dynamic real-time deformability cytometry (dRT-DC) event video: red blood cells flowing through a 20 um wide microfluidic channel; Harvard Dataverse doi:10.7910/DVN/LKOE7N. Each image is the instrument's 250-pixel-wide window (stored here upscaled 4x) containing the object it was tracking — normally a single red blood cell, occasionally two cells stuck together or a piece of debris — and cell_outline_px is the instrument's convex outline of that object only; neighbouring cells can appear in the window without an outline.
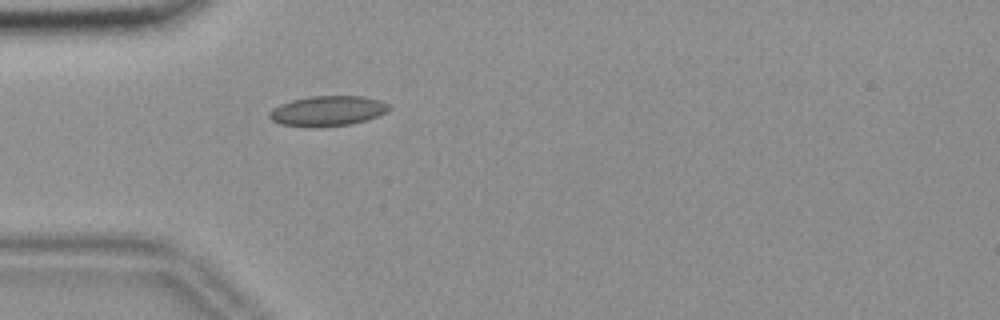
{"species": "common noctule bat (a hibernating species)", "species_latin": "Nyctalus noctula", "temperature_condition": "room temperature", "stored_images_in_passage": 40, "camera_frame_rate_fps": 3000, "um_per_image_px": 0.085, "animal": {"sex": "female", "body_mass_g": 18.4}, "frame": {"image": 1, "passage_image": 1, "time_ms": 0.0, "image_size_px": [1000, 320], "cell_outline_px": [[392, 108], [388, 112], [352, 124], [324, 128], [312, 128], [280, 124], [272, 120], [268, 116], [268, 112], [272, 108], [280, 104], [292, 100], [308, 96], [364, 96], [380, 100], [388, 104]], "centroid_in_image_um": [27.83, 9.44], "position_along_channel_um": 57.2, "area_um2": 21.44}}
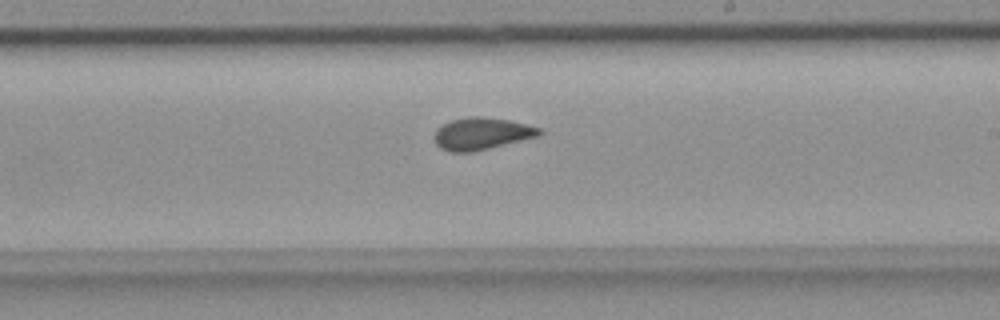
{"frame": {"image": 2, "passage_image": 17, "time_ms": 5.333, "image_size_px": [1000, 320], "cell_outline_px": [[544, 132], [540, 136], [472, 152], [452, 152], [440, 148], [436, 144], [436, 128], [452, 120], [468, 116], [484, 116], [508, 120], [540, 128]], "centroid_in_image_um": [40.96, 11.36], "position_along_channel_um": 248.0, "area_um2": 19.54}}
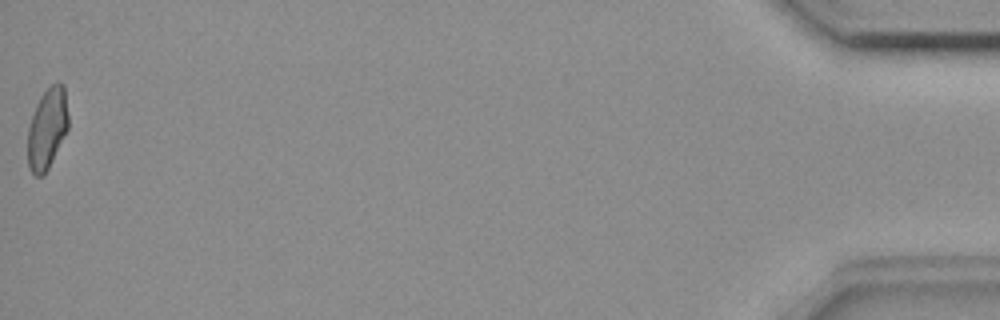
{"frame": {"image": 3, "passage_image": 40, "time_ms": 13.0, "image_size_px": [1000, 320], "cell_outline_px": [[68, 128], [44, 176], [36, 176], [28, 168], [28, 128], [36, 104], [40, 96], [56, 80], [60, 80], [64, 84], [68, 116]], "centroid_in_image_um": [4.01, 10.89], "position_along_channel_um": 431.2, "area_um2": 19.13}, "authors_computed_cell_mechanics": {"area_um2": 19.363, "velocity_mm_per_s": 3.6713, "shape_relaxation_time_tau1_ms": null, "shape_relaxation_time_tau2_ms": 1.1903, "deformation_change_tau1": null, "deformation_change_tau2": 0.0508}}